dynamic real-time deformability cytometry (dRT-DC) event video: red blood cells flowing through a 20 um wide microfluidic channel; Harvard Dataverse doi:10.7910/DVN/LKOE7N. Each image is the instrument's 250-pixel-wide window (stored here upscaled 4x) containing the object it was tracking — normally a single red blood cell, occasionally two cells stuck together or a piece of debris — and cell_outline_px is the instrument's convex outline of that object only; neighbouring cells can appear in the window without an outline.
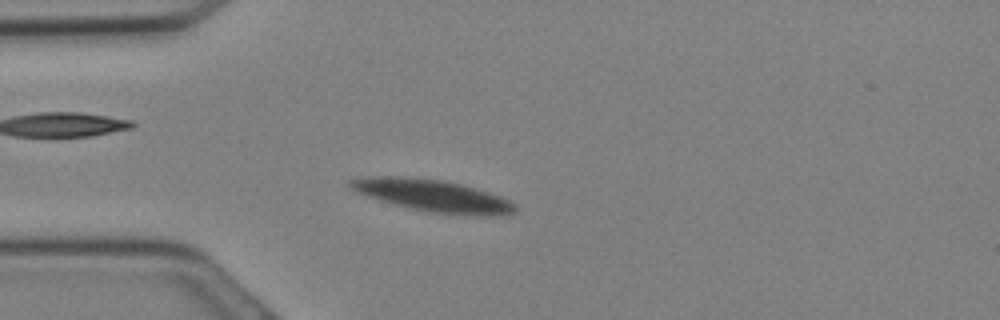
{"species": "Egyptian fruit bat (a non-hibernating species)", "species_latin": "Rousettus aegyptiacus", "temperature_condition": "cold", "stored_images_in_passage": 30, "camera_frame_rate_fps": 3000, "um_per_image_px": 0.085, "animal": {"sex": "female"}, "frame": {"image": 1, "passage_image": 6, "time_ms": 1.667, "image_size_px": [1000, 320], "cell_outline_px": [[516, 212], [500, 216], [480, 216], [424, 212], [380, 200], [356, 192], [348, 184], [348, 180], [380, 176], [404, 176], [444, 180], [476, 188], [500, 196], [516, 204]], "centroid_in_image_um": [36.84, 16.64], "position_along_channel_um": 48.2, "area_um2": 30.81}}
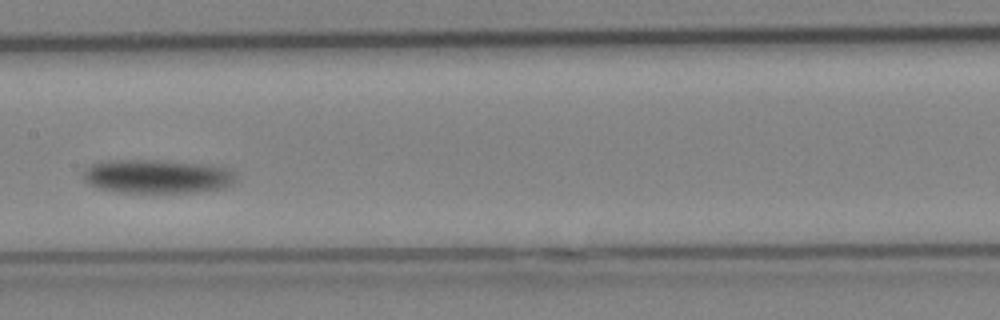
{"frame": {"image": 2, "passage_image": 14, "time_ms": 4.333, "image_size_px": [1000, 320], "cell_outline_px": [[240, 180], [224, 188], [196, 192], [116, 192], [96, 188], [88, 184], [84, 180], [84, 172], [92, 164], [104, 160], [168, 160], [208, 164], [232, 168]], "centroid_in_image_um": [13.44, 14.98], "position_along_channel_um": 194.0, "area_um2": 30.75}}
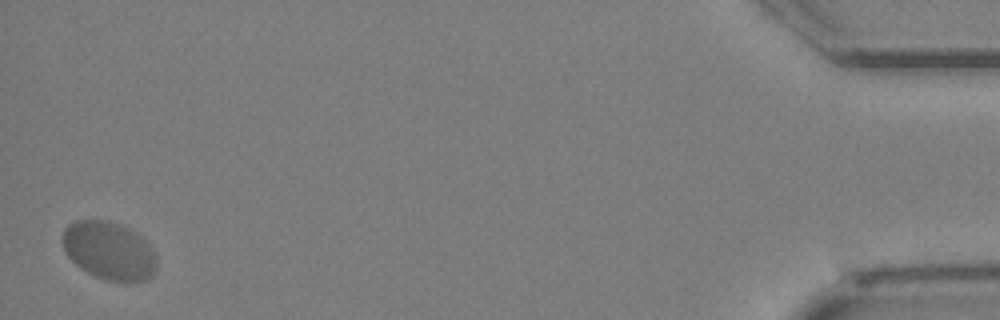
{"frame": {"image": 3, "passage_image": 30, "time_ms": 9.667, "image_size_px": [1000, 320], "cell_outline_px": [[156, 272], [148, 280], [136, 284], [120, 284], [104, 280], [80, 268], [68, 256], [60, 240], [64, 228], [68, 224], [76, 220], [108, 220], [120, 224], [136, 232], [148, 244], [156, 256]], "centroid_in_image_um": [9.29, 21.35], "position_along_channel_um": 425.9, "area_um2": 32.71}}